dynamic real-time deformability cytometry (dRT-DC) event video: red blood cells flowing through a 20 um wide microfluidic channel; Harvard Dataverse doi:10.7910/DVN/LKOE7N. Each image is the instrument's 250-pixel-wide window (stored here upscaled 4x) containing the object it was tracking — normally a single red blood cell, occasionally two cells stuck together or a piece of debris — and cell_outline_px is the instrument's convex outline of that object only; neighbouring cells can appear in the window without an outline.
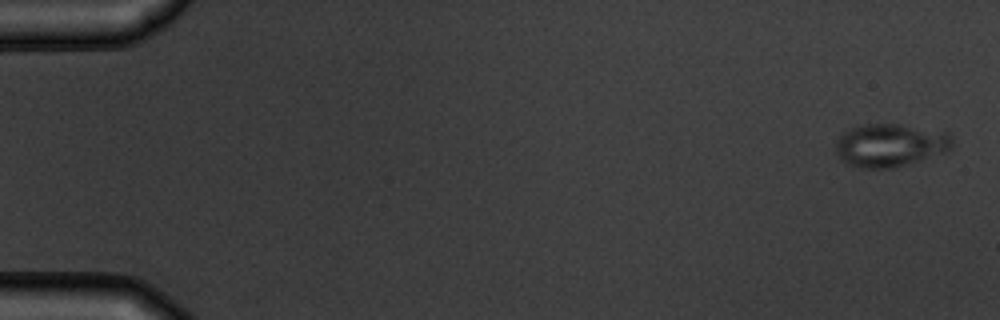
{"species": "common noctule bat (a hibernating species)", "species_latin": "Nyctalus noctula", "temperature_condition": "warm", "stored_images_in_passage": 5, "camera_frame_rate_fps": 3000, "um_per_image_px": 0.085, "animal": {"sex": "male", "body_mass_g": 19.5, "forearm_length_mm": 54.6}, "frame": {"image": 1, "passage_image": 1, "time_ms": 0.0, "image_size_px": [1000, 320], "cell_outline_px": [[952, 148], [948, 152], [892, 168], [860, 168], [848, 164], [840, 160], [836, 152], [836, 140], [844, 132], [852, 128], [864, 124], [900, 124], [948, 132], [952, 140]], "centroid_in_image_um": [75.67, 12.34], "position_along_channel_um": 9.3, "area_um2": 29.3}}